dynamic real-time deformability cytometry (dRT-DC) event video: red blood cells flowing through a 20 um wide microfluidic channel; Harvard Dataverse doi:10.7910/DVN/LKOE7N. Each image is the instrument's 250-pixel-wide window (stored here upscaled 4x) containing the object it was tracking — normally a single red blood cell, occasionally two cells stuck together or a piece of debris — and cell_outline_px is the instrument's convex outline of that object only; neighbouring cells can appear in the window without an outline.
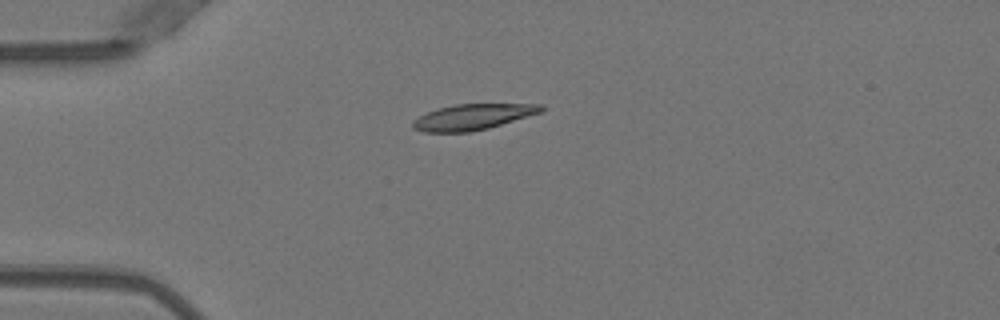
{"species": "Egyptian fruit bat (a non-hibernating species)", "species_latin": "Rousettus aegyptiacus", "temperature_condition": "warm", "stored_images_in_passage": 3, "camera_frame_rate_fps": 3000, "um_per_image_px": 0.085, "animal": {"sex": "female"}, "frame": {"image": 1, "passage_image": 1, "time_ms": 0.0, "image_size_px": [1000, 320], "cell_outline_px": [[544, 108], [540, 112], [488, 128], [468, 132], [424, 132], [412, 128], [412, 120], [436, 108], [456, 104], [544, 104]], "centroid_in_image_um": [40.13, 9.93], "position_along_channel_um": 44.9, "area_um2": 19.07}}
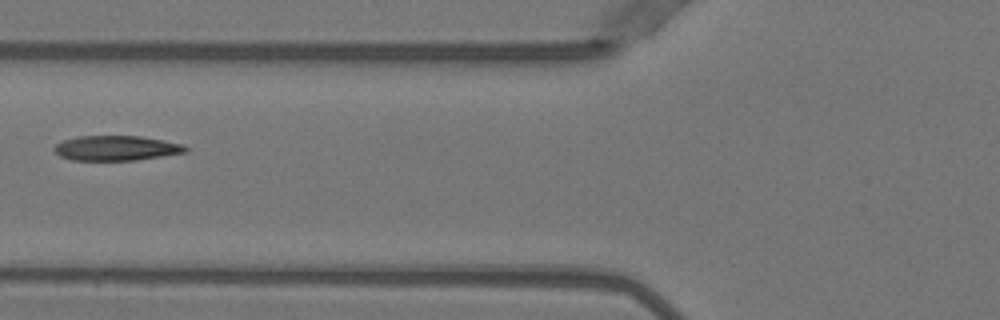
{"frame": {"image": 2, "passage_image": 3, "time_ms": 0.667, "image_size_px": [1000, 320], "cell_outline_px": [[188, 152], [136, 160], [72, 160], [60, 156], [52, 148], [56, 144], [64, 140], [76, 136], [140, 136], [180, 144], [188, 148]], "centroid_in_image_um": [9.85, 12.59], "position_along_channel_um": 116.0, "area_um2": 18.9}}